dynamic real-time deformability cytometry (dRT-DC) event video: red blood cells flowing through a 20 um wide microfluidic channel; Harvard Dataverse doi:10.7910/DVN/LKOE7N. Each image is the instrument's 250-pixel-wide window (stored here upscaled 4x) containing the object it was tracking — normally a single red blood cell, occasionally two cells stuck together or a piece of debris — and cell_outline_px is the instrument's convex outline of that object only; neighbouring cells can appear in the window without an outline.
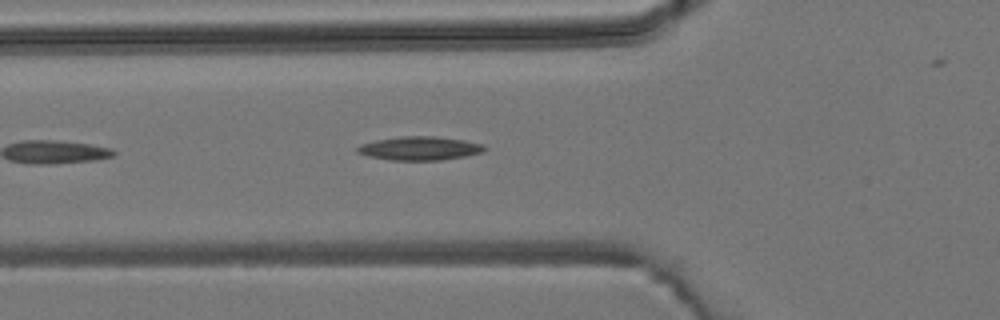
{"species": "common noctule bat (a hibernating species)", "species_latin": "Nyctalus noctula", "temperature_condition": "room temperature", "stored_images_in_passage": 5, "camera_frame_rate_fps": 3000, "um_per_image_px": 0.085, "animal": {"sex": "male", "body_mass_g": 19.2, "forearm_length_mm": 51.8}, "frame": {"image": 1, "passage_image": 5, "time_ms": 6.667, "image_size_px": [1000, 320], "cell_outline_px": [[488, 148], [484, 152], [464, 156], [440, 160], [388, 160], [368, 156], [356, 152], [356, 148], [360, 144], [376, 140], [400, 136], [436, 136], [464, 140], [484, 144]], "centroid_in_image_um": [35.68, 12.6], "position_along_channel_um": 90.1, "area_um2": 17.69}}